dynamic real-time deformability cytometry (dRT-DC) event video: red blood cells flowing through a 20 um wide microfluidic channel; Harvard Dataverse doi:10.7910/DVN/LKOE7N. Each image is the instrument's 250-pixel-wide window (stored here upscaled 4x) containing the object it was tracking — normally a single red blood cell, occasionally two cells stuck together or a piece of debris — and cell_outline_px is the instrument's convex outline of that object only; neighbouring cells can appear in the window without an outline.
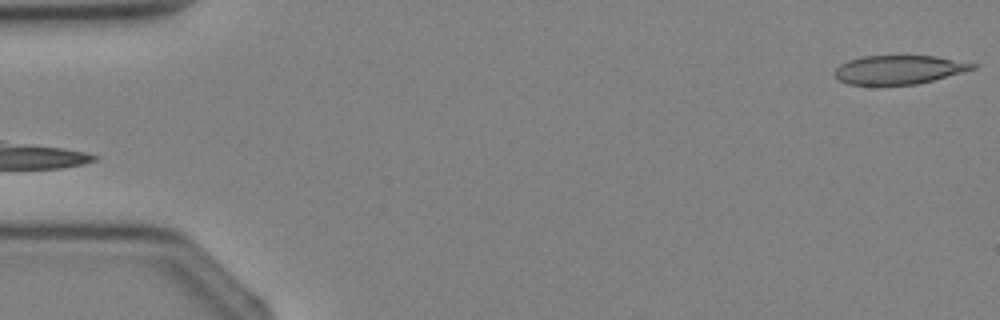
{"species": "Egyptian fruit bat (a non-hibernating species)", "species_latin": "Rousettus aegyptiacus", "temperature_condition": "cold", "stored_images_in_passage": 3, "camera_frame_rate_fps": 3000, "um_per_image_px": 0.085, "animal": {"sex": "female"}, "frame": {"image": 1, "passage_image": 3, "time_ms": 2.333, "image_size_px": [1000, 320], "cell_outline_px": [[976, 68], [932, 80], [916, 84], [848, 84], [840, 80], [832, 72], [840, 64], [848, 60], [864, 56], [936, 56], [976, 64]], "centroid_in_image_um": [76.36, 5.91], "position_along_channel_um": 8.6, "area_um2": 22.72}}